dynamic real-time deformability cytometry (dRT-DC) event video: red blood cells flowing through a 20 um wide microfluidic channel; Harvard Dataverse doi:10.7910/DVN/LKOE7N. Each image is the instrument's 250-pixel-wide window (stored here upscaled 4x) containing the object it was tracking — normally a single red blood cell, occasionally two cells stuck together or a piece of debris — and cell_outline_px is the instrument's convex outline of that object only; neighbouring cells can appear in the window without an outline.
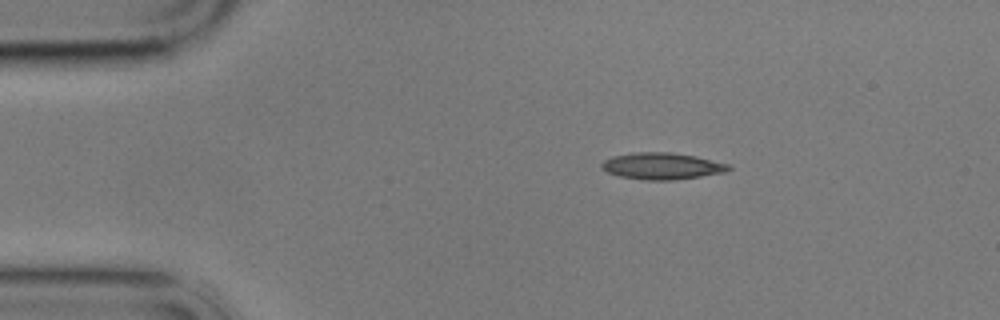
{"species": "common noctule bat (a hibernating species)", "species_latin": "Nyctalus noctula", "temperature_condition": "cold", "stored_images_in_passage": 4, "camera_frame_rate_fps": 3000, "um_per_image_px": 0.085, "animal": {"sex": "male", "body_mass_g": 17.9}, "frame": {"image": 1, "passage_image": 1, "time_ms": 0.0, "image_size_px": [1000, 320], "cell_outline_px": [[732, 168], [728, 172], [672, 180], [640, 180], [620, 176], [608, 172], [600, 168], [600, 164], [604, 160], [612, 156], [636, 152], [672, 152], [696, 156], [728, 164]], "centroid_in_image_um": [56.26, 14.11], "position_along_channel_um": 28.7, "area_um2": 19.83}}
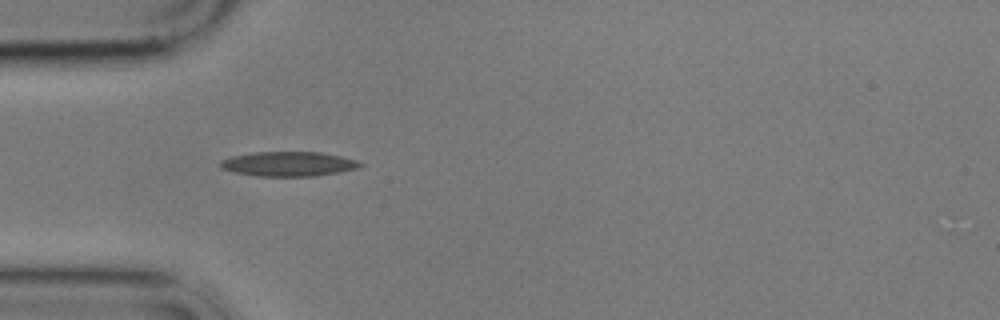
{"frame": {"image": 2, "passage_image": 3, "time_ms": 2.333, "image_size_px": [1000, 320], "cell_outline_px": [[364, 164], [360, 168], [340, 172], [316, 176], [256, 176], [236, 172], [220, 168], [220, 160], [232, 156], [252, 152], [320, 152], [340, 156], [356, 160]], "centroid_in_image_um": [24.54, 13.93], "position_along_channel_um": 60.5, "area_um2": 20.11}}
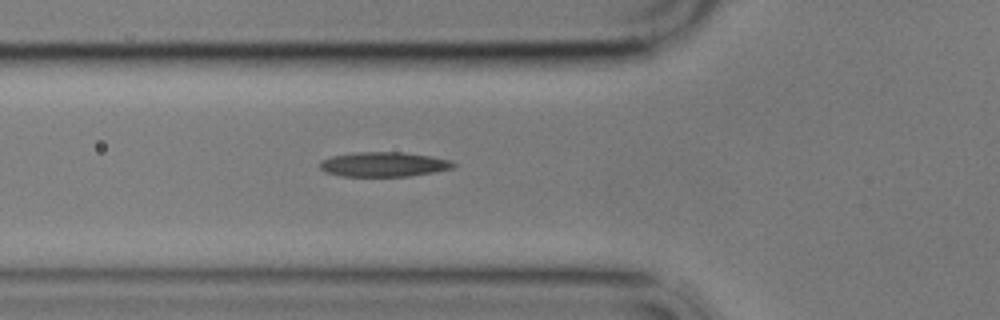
{"frame": {"image": 3, "passage_image": 4, "time_ms": 3.333, "image_size_px": [1000, 320], "cell_outline_px": [[456, 164], [452, 168], [436, 172], [408, 176], [344, 176], [324, 172], [320, 168], [320, 160], [332, 156], [356, 152], [404, 152], [432, 156], [448, 160]], "centroid_in_image_um": [32.6, 13.97], "position_along_channel_um": 93.2, "area_um2": 19.19}}